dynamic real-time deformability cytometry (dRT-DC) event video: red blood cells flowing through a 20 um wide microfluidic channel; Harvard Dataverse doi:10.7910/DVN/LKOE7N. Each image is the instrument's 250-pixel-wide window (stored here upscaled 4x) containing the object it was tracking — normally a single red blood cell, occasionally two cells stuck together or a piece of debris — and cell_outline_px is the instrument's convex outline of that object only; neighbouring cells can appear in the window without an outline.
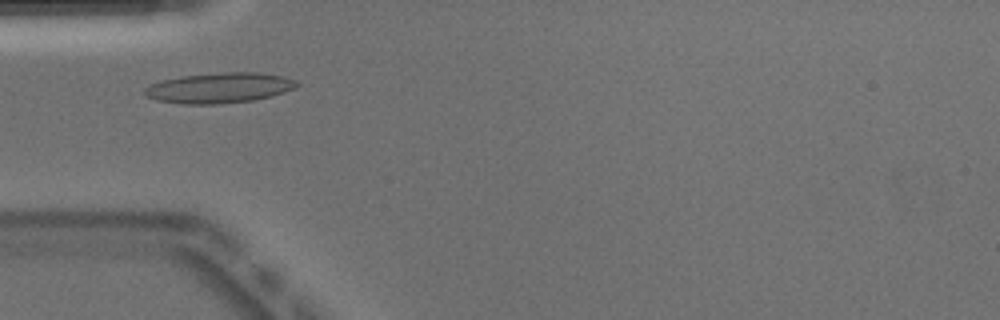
{"species": "Egyptian fruit bat (a non-hibernating species)", "species_latin": "Rousettus aegyptiacus", "temperature_condition": "warm", "stored_images_in_passage": 33, "camera_frame_rate_fps": 3000, "um_per_image_px": 0.085, "animal": {"sex": "male"}, "frame": {"image": 1, "passage_image": 1, "time_ms": 0.0, "image_size_px": [1000, 320], "cell_outline_px": [[300, 84], [296, 88], [272, 96], [252, 100], [212, 104], [180, 104], [156, 100], [148, 96], [144, 92], [144, 88], [152, 84], [164, 80], [184, 76], [224, 72], [256, 72], [280, 76], [296, 80]], "centroid_in_image_um": [18.67, 7.47], "position_along_channel_um": 66.3, "area_um2": 26.59}, "authors_computed_cell_mechanics": {"area_um2": 24.1026, "velocity_mm_per_s": 3.899, "shape_relaxation_time_tau1_ms": null, "shape_relaxation_time_tau2_ms": 2.6685, "deformation_change_tau1": null, "deformation_change_tau2": 0.0858}}